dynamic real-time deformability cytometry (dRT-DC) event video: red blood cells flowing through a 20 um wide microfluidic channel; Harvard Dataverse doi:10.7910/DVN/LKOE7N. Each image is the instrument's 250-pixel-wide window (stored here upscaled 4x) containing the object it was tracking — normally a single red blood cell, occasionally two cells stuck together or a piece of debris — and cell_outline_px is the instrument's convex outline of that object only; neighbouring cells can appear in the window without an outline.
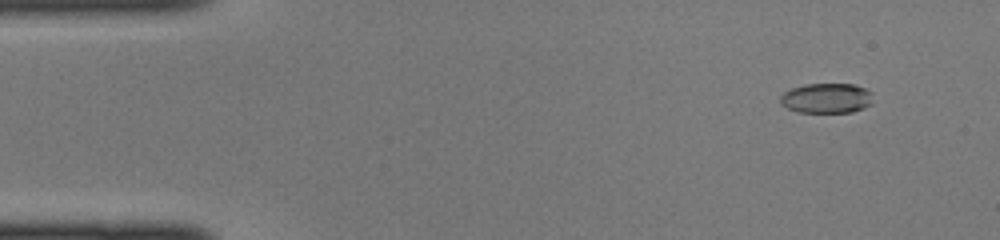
{"species": "common noctule bat (a hibernating species)", "species_latin": "Nyctalus noctula", "temperature_condition": "cold", "stored_images_in_passage": 10, "camera_frame_rate_fps": 3000, "um_per_image_px": 0.085, "animal": {"sex": "female", "body_mass_g": 22.0, "forearm_length_mm": 56.7}, "frame": {"image": 1, "passage_image": 4, "time_ms": 1.0, "image_size_px": [1000, 240], "cell_outline_px": [[872, 104], [864, 108], [852, 112], [796, 112], [788, 108], [780, 100], [780, 96], [784, 92], [792, 88], [804, 84], [856, 84], [868, 88], [872, 92]], "centroid_in_image_um": [70.32, 8.33], "position_along_channel_um": 14.7, "area_um2": 16.36}}